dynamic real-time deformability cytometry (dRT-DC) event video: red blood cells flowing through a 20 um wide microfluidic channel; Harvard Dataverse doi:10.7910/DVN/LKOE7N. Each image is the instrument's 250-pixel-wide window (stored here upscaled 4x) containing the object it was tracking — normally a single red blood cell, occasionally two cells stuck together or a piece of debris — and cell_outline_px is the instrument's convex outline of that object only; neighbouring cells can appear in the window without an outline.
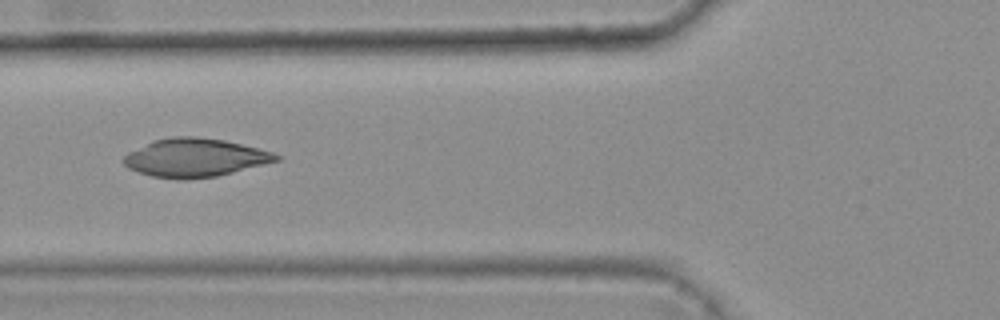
{"species": "common noctule bat (a hibernating species)", "species_latin": "Nyctalus noctula", "temperature_condition": "warm", "stored_images_in_passage": 46, "camera_frame_rate_fps": 3000, "um_per_image_px": 0.085, "animal": {"sex": "female", "body_mass_g": 25.1}, "frame": {"image": 1, "passage_image": 20, "time_ms": 6.333, "image_size_px": [1000, 320], "cell_outline_px": [[280, 160], [216, 176], [184, 180], [152, 176], [128, 168], [124, 164], [124, 156], [128, 152], [152, 140], [172, 136], [196, 136], [224, 140], [272, 152], [280, 156]], "centroid_in_image_um": [16.53, 13.4], "position_along_channel_um": 109.3, "area_um2": 33.87}}